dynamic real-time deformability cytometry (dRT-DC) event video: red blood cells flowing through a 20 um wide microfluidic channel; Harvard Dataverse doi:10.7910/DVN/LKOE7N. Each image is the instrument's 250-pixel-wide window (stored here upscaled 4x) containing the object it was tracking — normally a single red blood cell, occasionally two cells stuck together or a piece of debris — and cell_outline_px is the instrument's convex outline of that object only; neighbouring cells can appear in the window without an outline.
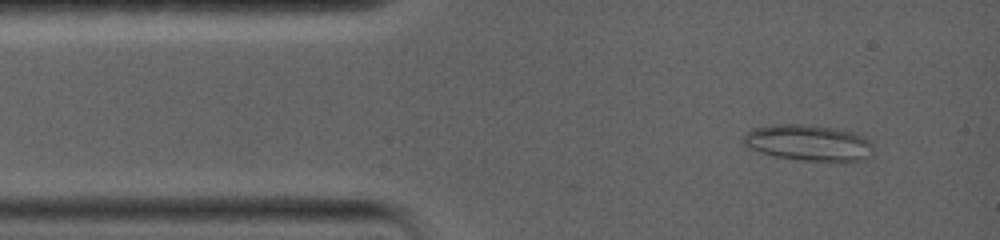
{"species": "common noctule bat (a hibernating species)", "species_latin": "Nyctalus noctula", "temperature_condition": "warm", "stored_images_in_passage": 75, "camera_frame_rate_fps": 5000, "um_per_image_px": 0.085, "animal": {"sex": "female", "body_mass_g": 19.0, "forearm_length_mm": 56.7}, "frame": {"image": 1, "passage_image": 7, "time_ms": 1.0, "image_size_px": [1000, 240], "cell_outline_px": [[868, 156], [864, 160], [800, 160], [772, 156], [760, 152], [744, 144], [740, 140], [740, 136], [752, 128], [772, 124], [800, 124], [832, 128], [852, 132], [864, 136], [868, 140]], "centroid_in_image_um": [68.57, 12.11], "position_along_channel_um": 16.4, "area_um2": 26.82}}
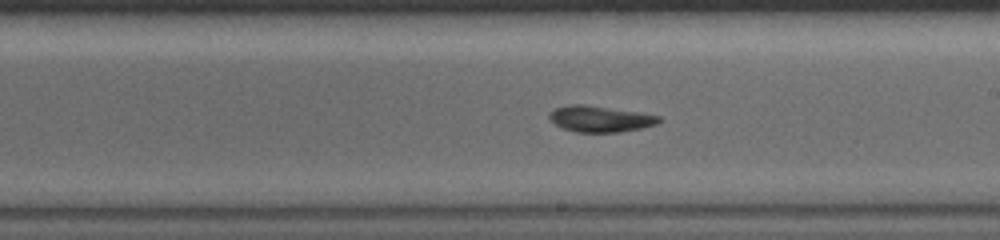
{"frame": {"image": 2, "passage_image": 43, "time_ms": 8.2, "image_size_px": [1000, 240], "cell_outline_px": [[664, 120], [656, 124], [640, 128], [620, 132], [576, 132], [564, 128], [548, 120], [548, 112], [556, 108], [568, 104], [584, 104], [640, 112], [660, 116]], "centroid_in_image_um": [51.0, 10.09], "position_along_channel_um": 238.0, "area_um2": 16.82}}
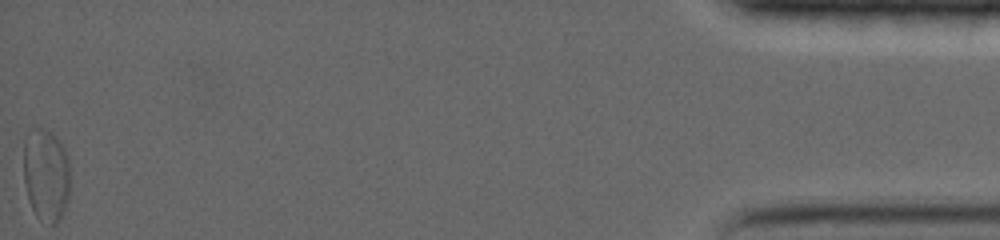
{"frame": {"image": 3, "passage_image": 75, "time_ms": 17.2, "image_size_px": [1000, 240], "cell_outline_px": [[68, 200], [60, 220], [56, 224], [52, 224], [40, 220], [36, 216], [32, 208], [28, 196], [24, 180], [24, 136], [28, 132], [36, 128], [44, 128], [52, 132], [64, 148], [68, 156]], "centroid_in_image_um": [3.9, 14.85], "position_along_channel_um": 431.3, "area_um2": 25.14}, "authors_computed_cell_mechanics": {"area_um2": 17.918, "velocity_mm_per_s": 3.702, "shape_relaxation_time_tau1_ms": null, "shape_relaxation_time_tau2_ms": 10.5965, "deformation_change_tau1": null, "deformation_change_tau2": 0.1866}}